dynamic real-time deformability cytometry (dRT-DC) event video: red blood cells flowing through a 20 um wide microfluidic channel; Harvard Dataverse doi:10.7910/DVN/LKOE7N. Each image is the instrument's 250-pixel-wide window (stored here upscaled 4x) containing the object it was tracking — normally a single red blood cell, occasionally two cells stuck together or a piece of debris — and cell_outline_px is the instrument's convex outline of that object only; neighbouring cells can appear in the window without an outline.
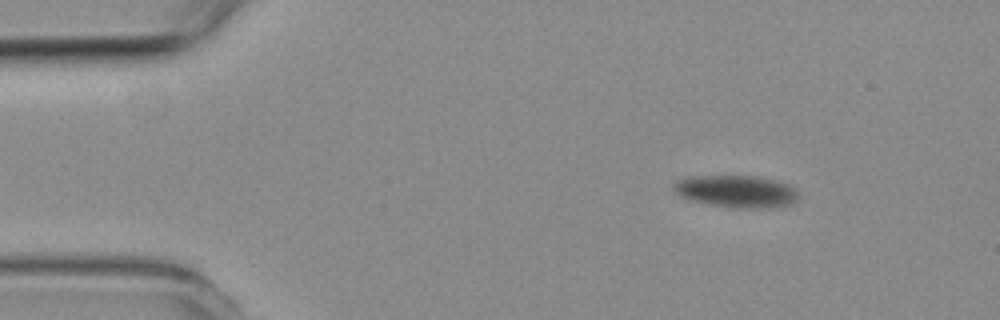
{"species": "common noctule bat (a hibernating species)", "species_latin": "Nyctalus noctula", "temperature_condition": "room temperature", "stored_images_in_passage": 6, "camera_frame_rate_fps": 3000, "um_per_image_px": 0.085, "animal": {"sex": "female", "body_mass_g": 19.3, "forearm_length_mm": 54.1}, "frame": {"image": 1, "passage_image": 2, "time_ms": 1.333, "image_size_px": [1000, 320], "cell_outline_px": [[800, 200], [792, 204], [772, 208], [728, 208], [708, 204], [692, 200], [680, 196], [672, 188], [672, 184], [680, 180], [692, 176], [756, 176], [776, 180], [788, 184], [796, 188], [800, 196]], "centroid_in_image_um": [62.67, 16.28], "position_along_channel_um": 22.3, "area_um2": 23.81}}
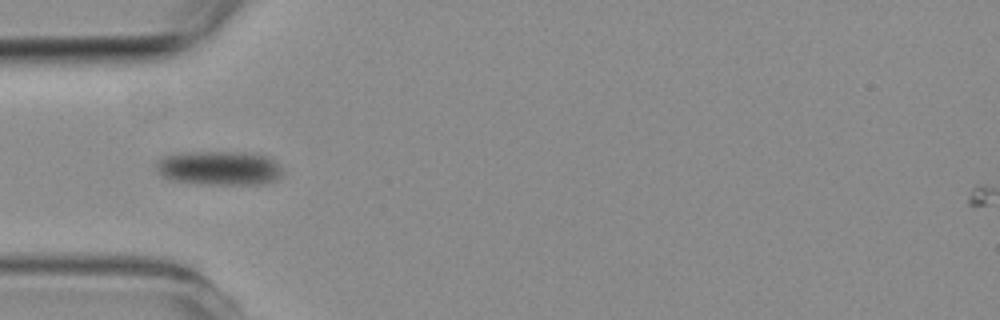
{"frame": {"image": 2, "passage_image": 5, "time_ms": 5.667, "image_size_px": [1000, 320], "cell_outline_px": [[280, 176], [264, 184], [200, 184], [172, 180], [160, 176], [156, 168], [156, 164], [164, 156], [184, 152], [244, 152], [268, 156], [280, 168]], "centroid_in_image_um": [18.58, 14.29], "position_along_channel_um": 66.4, "area_um2": 24.97}}